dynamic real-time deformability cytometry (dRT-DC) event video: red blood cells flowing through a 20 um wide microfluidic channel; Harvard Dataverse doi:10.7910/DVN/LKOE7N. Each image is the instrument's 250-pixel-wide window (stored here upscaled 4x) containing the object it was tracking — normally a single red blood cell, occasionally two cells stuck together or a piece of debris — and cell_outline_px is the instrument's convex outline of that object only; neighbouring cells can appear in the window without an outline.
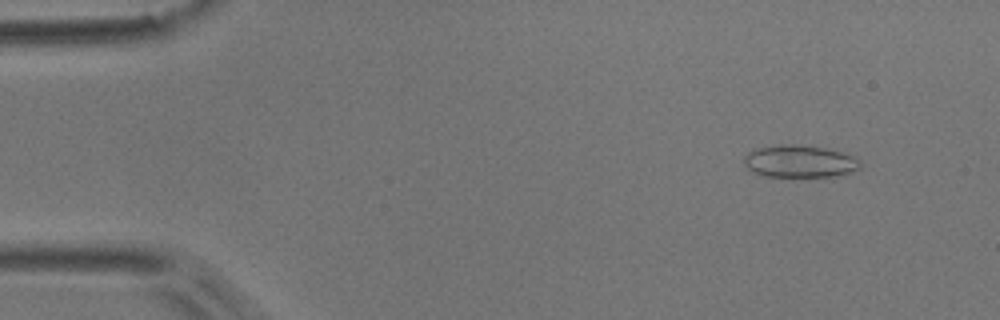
{"species": "common noctule bat (a hibernating species)", "species_latin": "Nyctalus noctula", "temperature_condition": "room temperature", "stored_images_in_passage": 39, "camera_frame_rate_fps": 3000, "um_per_image_px": 0.085, "animal": {"sex": "male", "body_mass_g": 17.9}, "frame": {"image": 1, "passage_image": 2, "time_ms": 0.333, "image_size_px": [1000, 320], "cell_outline_px": [[864, 164], [860, 168], [848, 172], [832, 176], [764, 176], [752, 172], [744, 164], [744, 156], [748, 152], [756, 148], [780, 144], [796, 144], [824, 148], [856, 156]], "centroid_in_image_um": [67.97, 13.7], "position_along_channel_um": 17.0, "area_um2": 21.91}}
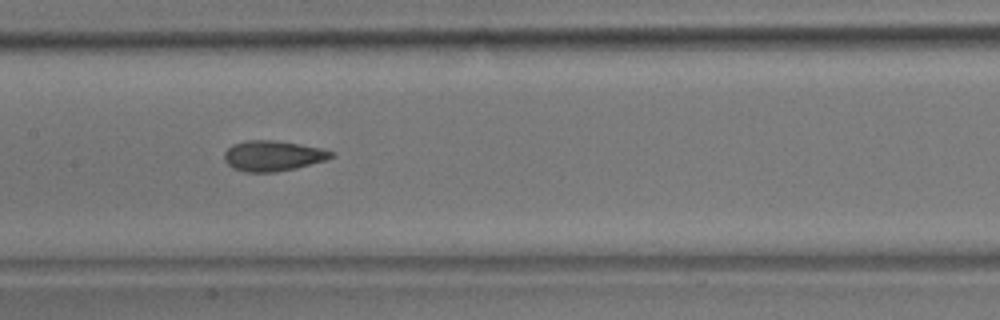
{"frame": {"image": 2, "passage_image": 23, "time_ms": 7.333, "image_size_px": [1000, 320], "cell_outline_px": [[336, 156], [324, 160], [296, 168], [276, 172], [244, 172], [232, 168], [224, 160], [224, 152], [232, 144], [244, 140], [272, 140], [300, 144], [324, 148], [336, 152]], "centroid_in_image_um": [23.2, 13.24], "position_along_channel_um": 184.2, "area_um2": 19.19}}
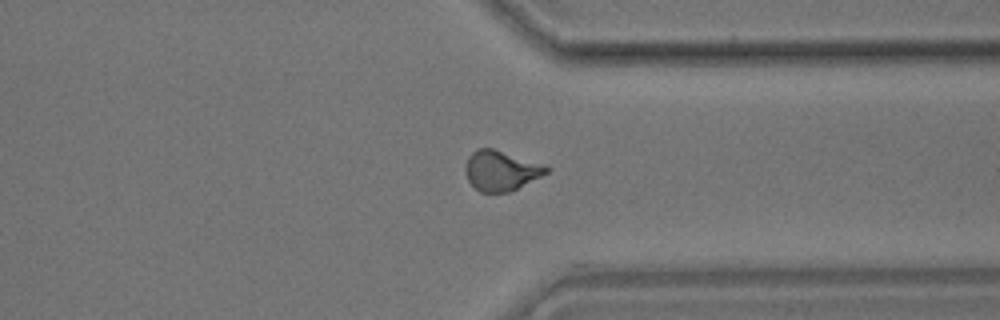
{"frame": {"image": 3, "passage_image": 38, "time_ms": 12.333, "image_size_px": [1000, 320], "cell_outline_px": [[548, 172], [508, 192], [480, 192], [468, 180], [464, 172], [464, 168], [468, 156], [476, 148], [492, 148], [540, 164], [548, 168]], "centroid_in_image_um": [42.49, 14.5], "position_along_channel_um": 368.9, "area_um2": 18.38}, "authors_computed_cell_mechanics": {"area_um2": 19.0162, "velocity_mm_per_s": 3.723, "shape_relaxation_time_tau1_ms": 8.6272, "shape_relaxation_time_tau2_ms": 1.6496, "deformation_change_tau1": 0.1704, "deformation_change_tau2": 0.0697}}